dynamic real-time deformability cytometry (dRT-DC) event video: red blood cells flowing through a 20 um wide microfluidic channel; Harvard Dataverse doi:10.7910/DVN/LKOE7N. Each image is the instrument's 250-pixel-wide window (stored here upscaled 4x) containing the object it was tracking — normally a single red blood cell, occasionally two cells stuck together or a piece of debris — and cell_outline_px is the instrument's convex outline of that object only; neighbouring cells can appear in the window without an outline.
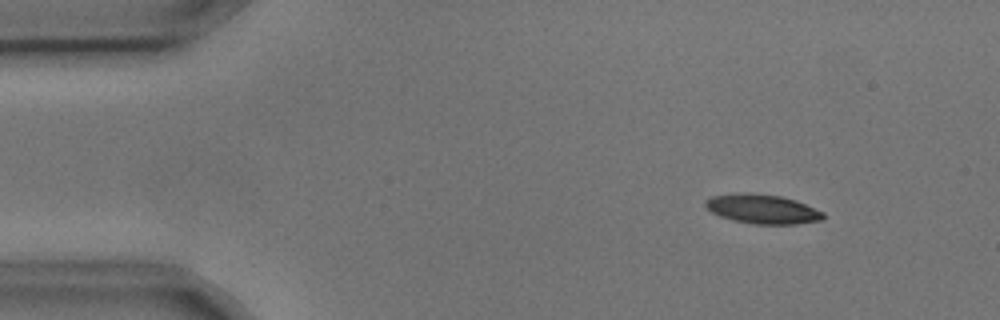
{"species": "common noctule bat (a hibernating species)", "species_latin": "Nyctalus noctula", "temperature_condition": "cold", "stored_images_in_passage": 5, "camera_frame_rate_fps": 3000, "um_per_image_px": 0.085, "animal": {"sex": "male", "body_mass_g": 17.9, "forearm_length_mm": 54.2}, "frame": {"image": 1, "passage_image": 2, "time_ms": 0.333, "image_size_px": [1000, 320], "cell_outline_px": [[824, 220], [796, 224], [756, 224], [732, 220], [720, 216], [712, 212], [704, 204], [704, 200], [712, 196], [744, 192], [748, 192], [780, 196], [796, 200], [824, 212]], "centroid_in_image_um": [64.82, 17.76], "position_along_channel_um": 20.2, "area_um2": 20.17}}